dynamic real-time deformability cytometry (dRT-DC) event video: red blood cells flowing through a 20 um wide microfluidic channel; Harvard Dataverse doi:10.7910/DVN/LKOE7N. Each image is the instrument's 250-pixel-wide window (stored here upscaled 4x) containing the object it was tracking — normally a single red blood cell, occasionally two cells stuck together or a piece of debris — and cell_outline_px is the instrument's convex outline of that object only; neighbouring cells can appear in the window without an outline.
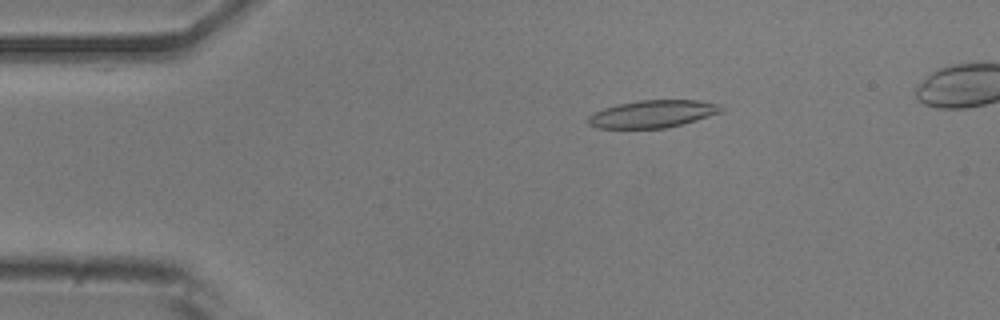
{"species": "common noctule bat (a hibernating species)", "species_latin": "Nyctalus noctula", "temperature_condition": "room temperature", "stored_images_in_passage": 5, "camera_frame_rate_fps": 3000, "um_per_image_px": 0.085, "animal": {"sex": "male", "body_mass_g": 20.5, "forearm_length_mm": 52.5}, "frame": {"image": 1, "passage_image": 2, "time_ms": 0.333, "image_size_px": [1000, 320], "cell_outline_px": [[724, 108], [720, 112], [684, 124], [664, 128], [596, 128], [588, 124], [588, 116], [604, 108], [620, 104], [640, 100], [696, 100], [720, 104]], "centroid_in_image_um": [55.48, 9.68], "position_along_channel_um": 29.5, "area_um2": 21.1}}